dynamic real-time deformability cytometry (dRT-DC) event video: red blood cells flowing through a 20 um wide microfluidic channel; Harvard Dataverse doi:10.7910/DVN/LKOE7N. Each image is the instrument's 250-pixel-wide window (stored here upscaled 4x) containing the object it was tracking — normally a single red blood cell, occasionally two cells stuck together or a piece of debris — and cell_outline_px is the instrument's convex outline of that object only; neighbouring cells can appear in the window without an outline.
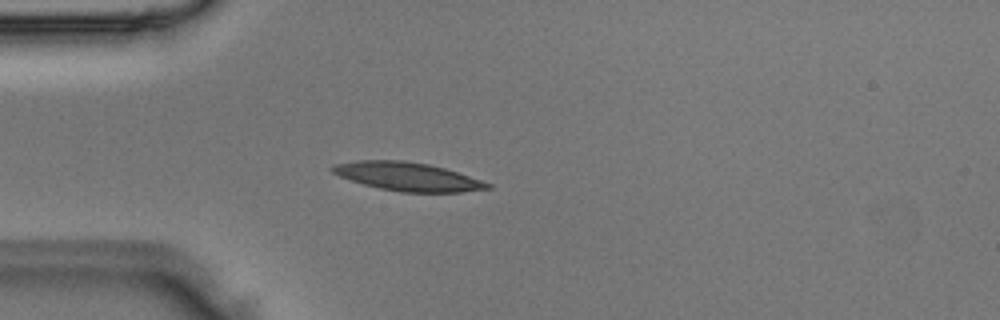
{"species": "Egyptian fruit bat (a non-hibernating species)", "species_latin": "Rousettus aegyptiacus", "temperature_condition": "room temperature", "stored_images_in_passage": 3, "camera_frame_rate_fps": 3000, "um_per_image_px": 0.085, "animal": {"sex": "male"}, "frame": {"image": 1, "passage_image": 3, "time_ms": 0.667, "image_size_px": [1000, 320], "cell_outline_px": [[492, 188], [460, 192], [400, 192], [380, 188], [364, 184], [340, 176], [332, 172], [328, 168], [336, 164], [356, 160], [404, 160], [428, 164], [444, 168], [492, 184]], "centroid_in_image_um": [34.63, 15.0], "position_along_channel_um": 50.4, "area_um2": 25.49}}